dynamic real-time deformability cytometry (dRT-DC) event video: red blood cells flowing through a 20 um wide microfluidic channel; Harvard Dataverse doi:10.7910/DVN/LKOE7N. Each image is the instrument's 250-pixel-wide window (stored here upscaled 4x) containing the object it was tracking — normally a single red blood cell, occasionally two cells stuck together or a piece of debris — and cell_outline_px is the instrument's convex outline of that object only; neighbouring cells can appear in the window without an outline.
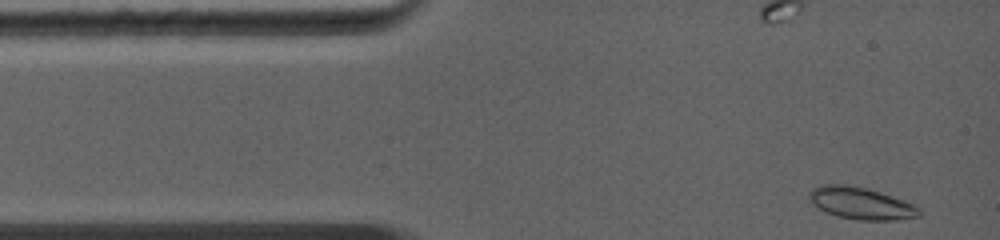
{"species": "common noctule bat (a hibernating species)", "species_latin": "Nyctalus noctula", "temperature_condition": "warm", "stored_images_in_passage": 30, "camera_frame_rate_fps": 5000, "um_per_image_px": 0.085, "animal": {"sex": "female", "body_mass_g": 19.0, "forearm_length_mm": 56.7}, "frame": {"image": 1, "passage_image": 1, "time_ms": 0.0, "image_size_px": [1000, 240], "cell_outline_px": [[924, 212], [920, 216], [896, 220], [856, 220], [836, 216], [824, 212], [812, 204], [808, 200], [808, 192], [812, 188], [824, 184], [848, 184], [868, 188], [904, 200], [920, 208]], "centroid_in_image_um": [73.16, 17.28], "position_along_channel_um": 11.8, "area_um2": 20.98}}
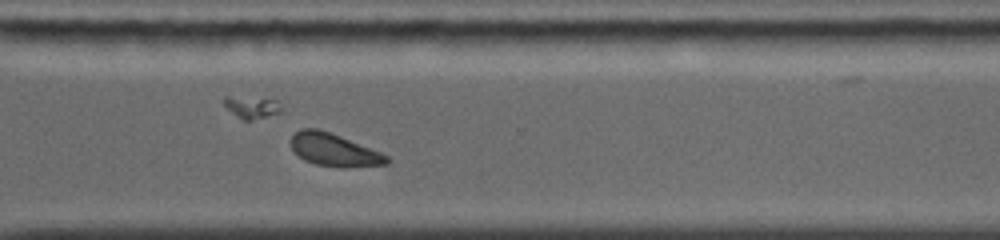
{"frame": {"image": 2, "passage_image": 23, "time_ms": 8.8, "image_size_px": [1000, 240], "cell_outline_px": [[392, 160], [388, 164], [340, 168], [316, 164], [304, 160], [292, 148], [292, 136], [300, 128], [320, 128], [380, 152], [388, 156]], "centroid_in_image_um": [28.42, 12.74], "position_along_channel_um": 342.2, "area_um2": 18.15}}
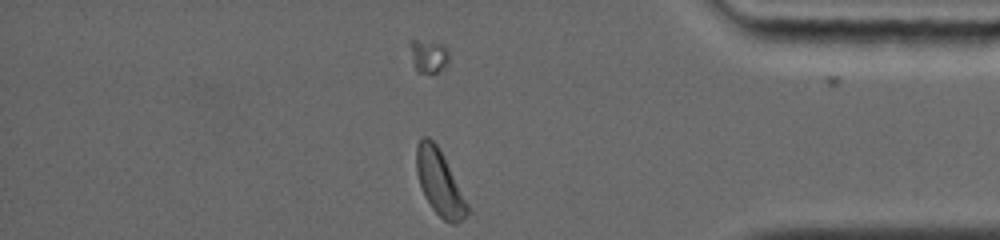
{"frame": {"image": 3, "passage_image": 28, "time_ms": 10.6, "image_size_px": [1000, 240], "cell_outline_px": [[468, 212], [456, 224], [452, 224], [444, 220], [432, 208], [424, 196], [416, 172], [416, 144], [420, 136], [428, 136], [440, 148], [468, 204]], "centroid_in_image_um": [37.33, 15.47], "position_along_channel_um": 397.9, "area_um2": 19.25}, "authors_computed_cell_mechanics": {"area_um2": 18.7561, "velocity_mm_per_s": 4.4174, "shape_relaxation_time_tau1_ms": 1.7442, "shape_relaxation_time_tau2_ms": null, "deformation_change_tau1": 0.0704, "deformation_change_tau2": null}}